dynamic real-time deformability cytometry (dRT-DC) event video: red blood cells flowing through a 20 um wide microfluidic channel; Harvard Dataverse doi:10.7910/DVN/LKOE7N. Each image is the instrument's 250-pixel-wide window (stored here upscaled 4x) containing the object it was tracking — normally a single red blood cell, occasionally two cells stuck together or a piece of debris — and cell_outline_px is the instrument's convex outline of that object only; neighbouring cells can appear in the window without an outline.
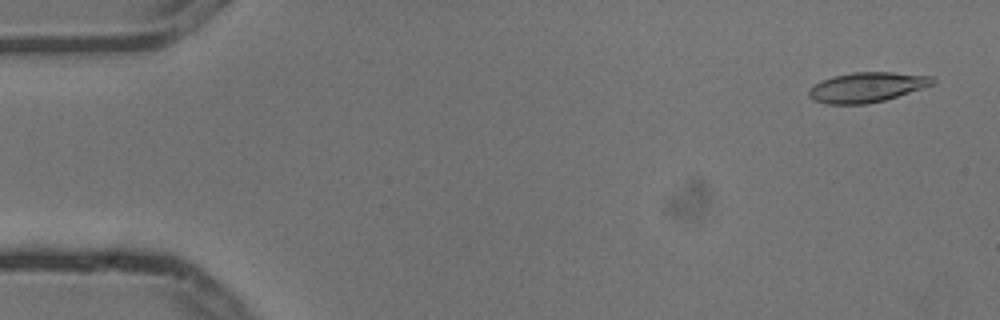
{"species": "common noctule bat (a hibernating species)", "species_latin": "Nyctalus noctula", "temperature_condition": "cold", "stored_images_in_passage": 6, "camera_frame_rate_fps": 3000, "um_per_image_px": 0.085, "animal": {"sex": "male", "body_mass_g": 13.3}, "frame": {"image": 1, "passage_image": 1, "time_ms": 0.0, "image_size_px": [1000, 320], "cell_outline_px": [[936, 80], [932, 84], [884, 100], [868, 104], [828, 104], [816, 100], [808, 96], [808, 92], [820, 80], [832, 76], [852, 72], [892, 72], [932, 76]], "centroid_in_image_um": [73.66, 7.4], "position_along_channel_um": 11.3, "area_um2": 21.27}}
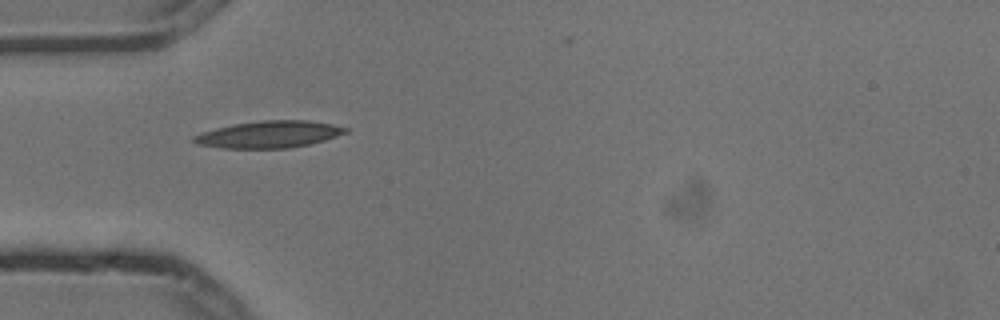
{"frame": {"image": 2, "passage_image": 5, "time_ms": 1.333, "image_size_px": [1000, 320], "cell_outline_px": [[348, 132], [324, 140], [308, 144], [288, 148], [224, 148], [196, 144], [192, 140], [192, 136], [200, 132], [232, 124], [260, 120], [308, 120], [332, 124], [348, 128]], "centroid_in_image_um": [22.83, 11.41], "position_along_channel_um": 62.2, "area_um2": 23.81}}
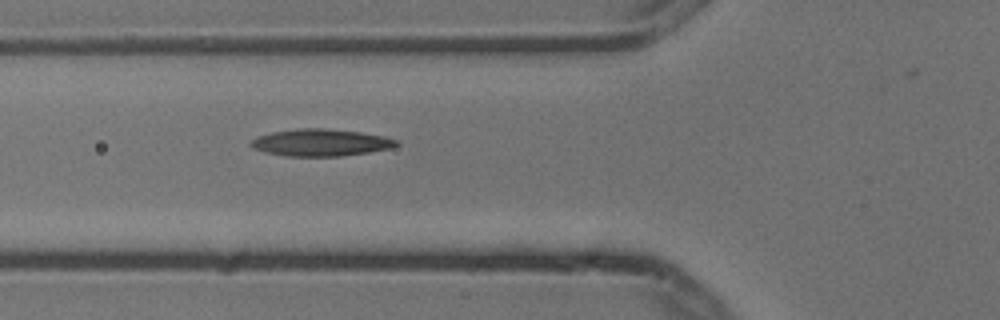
{"frame": {"image": 3, "passage_image": 6, "time_ms": 1.667, "image_size_px": [1000, 320], "cell_outline_px": [[400, 144], [388, 148], [368, 152], [340, 156], [284, 156], [268, 152], [256, 148], [248, 144], [256, 136], [272, 132], [296, 128], [324, 128], [360, 132], [384, 136], [400, 140]], "centroid_in_image_um": [27.27, 12.11], "position_along_channel_um": 98.5, "area_um2": 22.83}}